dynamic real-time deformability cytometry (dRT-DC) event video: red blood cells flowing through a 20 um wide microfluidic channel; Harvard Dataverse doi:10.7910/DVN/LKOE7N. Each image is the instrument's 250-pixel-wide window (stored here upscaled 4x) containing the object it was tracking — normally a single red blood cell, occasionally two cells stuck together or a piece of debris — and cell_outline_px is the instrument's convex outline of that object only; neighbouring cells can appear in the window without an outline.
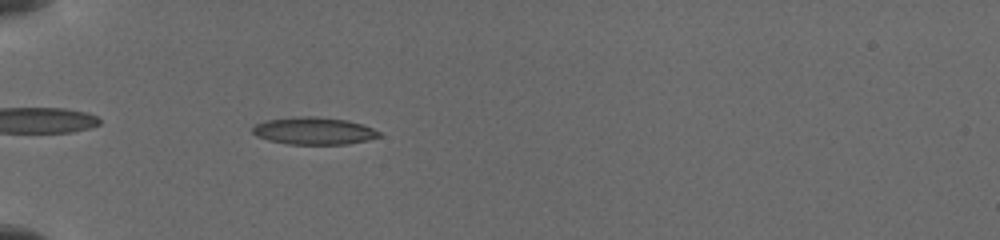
{"species": "common noctule bat (a hibernating species)", "species_latin": "Nyctalus noctula", "temperature_condition": "cold", "stored_images_in_passage": 15, "camera_frame_rate_fps": 3000, "um_per_image_px": 0.085, "animal": {"sex": "female", "body_mass_g": 19.5, "forearm_length_mm": 54.1}, "frame": {"image": 1, "passage_image": 6, "time_ms": 1.667, "image_size_px": [1000, 240], "cell_outline_px": [[380, 136], [368, 140], [348, 144], [288, 144], [268, 140], [256, 136], [252, 132], [252, 128], [256, 124], [268, 120], [292, 116], [316, 116], [348, 120], [372, 128], [380, 132]], "centroid_in_image_um": [26.66, 11.12], "position_along_channel_um": 58.3, "area_um2": 20.17}}
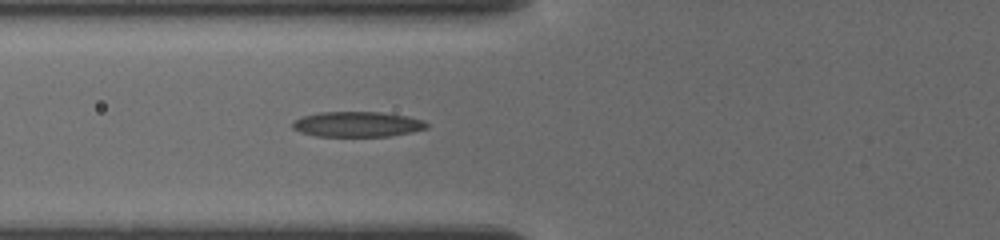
{"frame": {"image": 2, "passage_image": 13, "time_ms": 3.0, "image_size_px": [1000, 240], "cell_outline_px": [[428, 128], [412, 132], [388, 136], [316, 136], [300, 132], [292, 128], [292, 120], [304, 116], [320, 112], [380, 112], [408, 116], [424, 120], [428, 124]], "centroid_in_image_um": [30.38, 10.56], "position_along_channel_um": 95.4, "area_um2": 19.83}}